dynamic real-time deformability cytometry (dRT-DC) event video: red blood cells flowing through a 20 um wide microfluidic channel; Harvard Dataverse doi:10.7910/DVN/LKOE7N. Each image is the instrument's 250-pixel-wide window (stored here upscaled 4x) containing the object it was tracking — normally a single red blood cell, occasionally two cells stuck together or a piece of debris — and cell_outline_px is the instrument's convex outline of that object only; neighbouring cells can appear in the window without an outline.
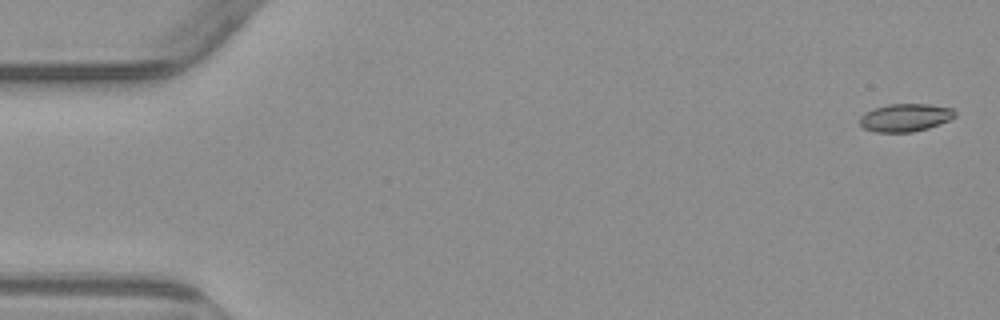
{"species": "common noctule bat (a hibernating species)", "species_latin": "Nyctalus noctula", "temperature_condition": "warm", "stored_images_in_passage": 5, "camera_frame_rate_fps": 3000, "um_per_image_px": 0.085, "animal": {"sex": "male", "body_mass_g": 23.1, "forearm_length_mm": 52.7}, "frame": {"image": 1, "passage_image": 1, "time_ms": 0.0, "image_size_px": [1000, 320], "cell_outline_px": [[956, 116], [940, 124], [928, 128], [912, 132], [876, 132], [864, 128], [860, 124], [860, 116], [864, 112], [888, 104], [928, 104], [952, 108], [956, 112]], "centroid_in_image_um": [76.95, 9.99], "position_along_channel_um": 8.0, "area_um2": 15.43}}
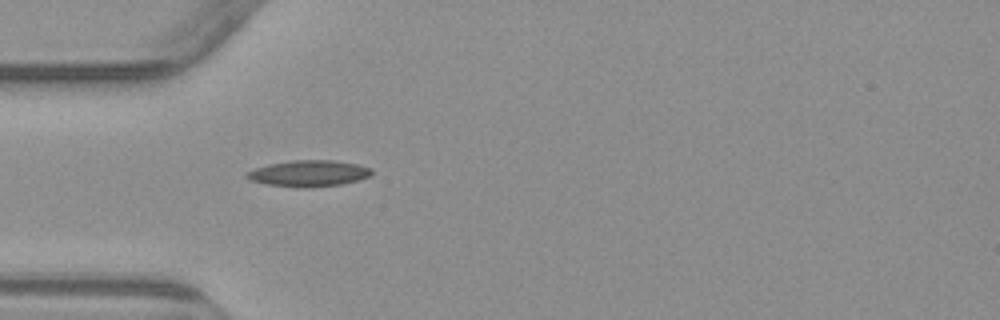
{"frame": {"image": 2, "passage_image": 5, "time_ms": 7.333, "image_size_px": [1000, 320], "cell_outline_px": [[372, 176], [340, 184], [264, 184], [248, 180], [244, 176], [248, 172], [256, 168], [268, 164], [292, 160], [332, 160], [356, 164], [372, 168]], "centroid_in_image_um": [26.25, 14.67], "position_along_channel_um": 58.8, "area_um2": 17.98}}